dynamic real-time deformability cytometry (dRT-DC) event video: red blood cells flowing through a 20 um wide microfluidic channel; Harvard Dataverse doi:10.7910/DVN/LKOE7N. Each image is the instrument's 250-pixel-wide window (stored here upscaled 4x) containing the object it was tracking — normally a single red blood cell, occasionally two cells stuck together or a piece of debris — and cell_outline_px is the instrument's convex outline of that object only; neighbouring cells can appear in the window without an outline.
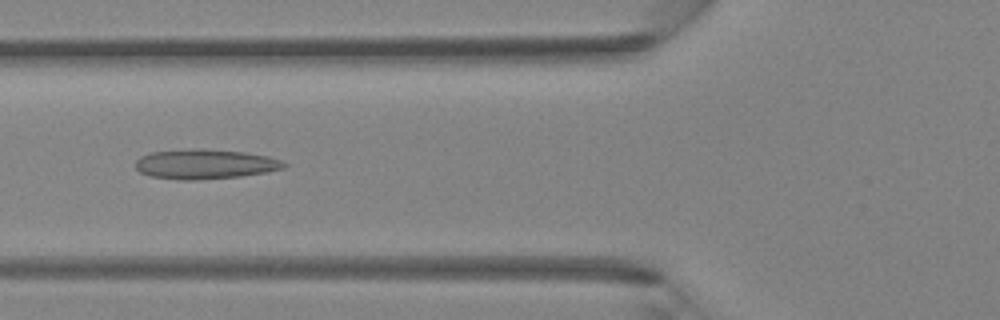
{"species": "Egyptian fruit bat (a non-hibernating species)", "species_latin": "Rousettus aegyptiacus", "temperature_condition": "room temperature", "stored_images_in_passage": 44, "camera_frame_rate_fps": 3000, "um_per_image_px": 0.085, "animal": {"sex": "female"}, "frame": {"image": 1, "passage_image": 17, "time_ms": 5.333, "image_size_px": [1000, 320], "cell_outline_px": [[288, 164], [284, 168], [268, 172], [240, 176], [196, 180], [180, 180], [152, 176], [140, 172], [136, 168], [136, 160], [140, 156], [152, 152], [192, 148], [196, 148], [244, 152], [268, 156], [280, 160]], "centroid_in_image_um": [17.43, 13.95], "position_along_channel_um": 108.4, "area_um2": 25.72}}
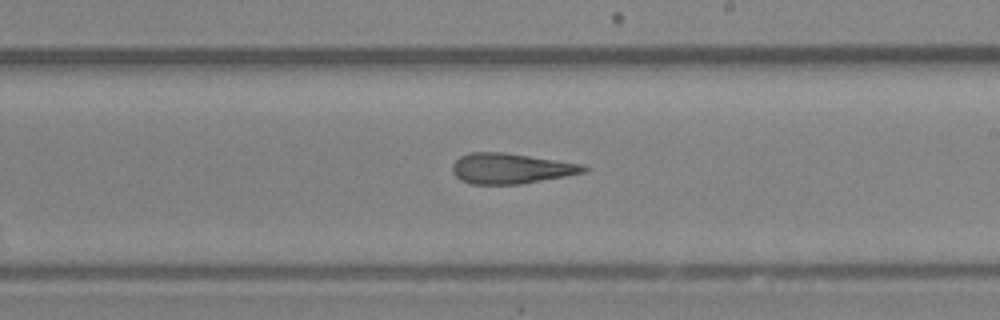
{"frame": {"image": 2, "passage_image": 26, "time_ms": 8.333, "image_size_px": [1000, 320], "cell_outline_px": [[588, 172], [520, 184], [472, 184], [460, 180], [452, 172], [452, 164], [460, 156], [468, 152], [504, 152], [584, 164], [588, 168]], "centroid_in_image_um": [43.42, 14.31], "position_along_channel_um": 245.6, "area_um2": 23.41}}
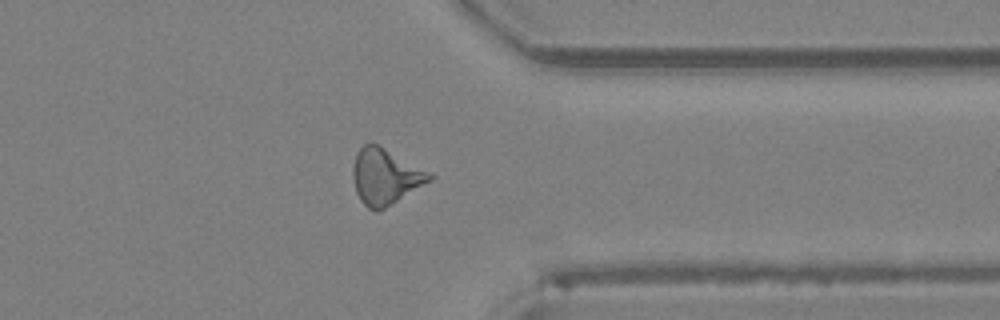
{"frame": {"image": 3, "passage_image": 35, "time_ms": 11.333, "image_size_px": [1000, 320], "cell_outline_px": [[436, 176], [432, 180], [384, 208], [376, 212], [368, 208], [360, 200], [356, 192], [352, 180], [352, 168], [356, 152], [364, 144], [376, 144], [432, 172]], "centroid_in_image_um": [32.75, 15.01], "position_along_channel_um": 378.7, "area_um2": 24.91}}